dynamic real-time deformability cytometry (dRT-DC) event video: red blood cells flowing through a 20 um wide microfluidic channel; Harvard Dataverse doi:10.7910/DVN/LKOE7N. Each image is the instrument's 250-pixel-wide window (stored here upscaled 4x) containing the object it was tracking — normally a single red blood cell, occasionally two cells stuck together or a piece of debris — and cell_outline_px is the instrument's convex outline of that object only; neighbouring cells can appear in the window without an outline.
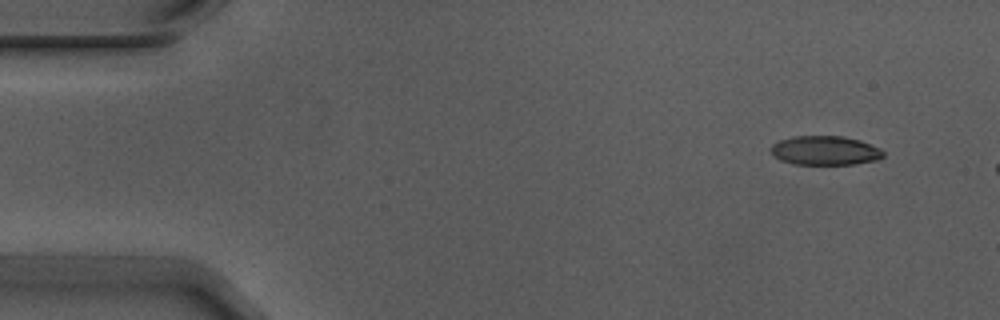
{"species": "Egyptian fruit bat (a non-hibernating species)", "species_latin": "Rousettus aegyptiacus", "temperature_condition": "warm", "stored_images_in_passage": 3, "camera_frame_rate_fps": 3000, "um_per_image_px": 0.085, "animal": {"sex": "male"}, "frame": {"image": 1, "passage_image": 1, "time_ms": 0.0, "image_size_px": [1000, 320], "cell_outline_px": [[884, 156], [876, 160], [852, 164], [796, 164], [780, 160], [772, 156], [768, 148], [772, 144], [780, 140], [796, 136], [844, 136], [860, 140], [880, 148], [884, 152]], "centroid_in_image_um": [70.09, 12.79], "position_along_channel_um": 14.9, "area_um2": 19.19}}